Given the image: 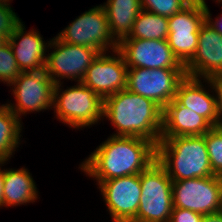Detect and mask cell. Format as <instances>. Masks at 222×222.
Segmentation results:
<instances>
[{
	"label": "cell",
	"instance_id": "cell-9",
	"mask_svg": "<svg viewBox=\"0 0 222 222\" xmlns=\"http://www.w3.org/2000/svg\"><path fill=\"white\" fill-rule=\"evenodd\" d=\"M48 47L54 50L46 57L45 70L54 84H60L64 78L81 82L88 67L100 54L93 48L69 44L57 37L50 40Z\"/></svg>",
	"mask_w": 222,
	"mask_h": 222
},
{
	"label": "cell",
	"instance_id": "cell-21",
	"mask_svg": "<svg viewBox=\"0 0 222 222\" xmlns=\"http://www.w3.org/2000/svg\"><path fill=\"white\" fill-rule=\"evenodd\" d=\"M22 124L7 104L0 106V162H7L19 147Z\"/></svg>",
	"mask_w": 222,
	"mask_h": 222
},
{
	"label": "cell",
	"instance_id": "cell-14",
	"mask_svg": "<svg viewBox=\"0 0 222 222\" xmlns=\"http://www.w3.org/2000/svg\"><path fill=\"white\" fill-rule=\"evenodd\" d=\"M113 54H99L81 81L103 99L127 89L128 67L118 50L113 51Z\"/></svg>",
	"mask_w": 222,
	"mask_h": 222
},
{
	"label": "cell",
	"instance_id": "cell-4",
	"mask_svg": "<svg viewBox=\"0 0 222 222\" xmlns=\"http://www.w3.org/2000/svg\"><path fill=\"white\" fill-rule=\"evenodd\" d=\"M61 85L55 84L53 96L54 113L59 121L80 129L87 126L90 128L103 119L104 99L100 95L82 82L66 90L61 89Z\"/></svg>",
	"mask_w": 222,
	"mask_h": 222
},
{
	"label": "cell",
	"instance_id": "cell-15",
	"mask_svg": "<svg viewBox=\"0 0 222 222\" xmlns=\"http://www.w3.org/2000/svg\"><path fill=\"white\" fill-rule=\"evenodd\" d=\"M184 68L191 77L222 78V35L207 21L200 27L196 52Z\"/></svg>",
	"mask_w": 222,
	"mask_h": 222
},
{
	"label": "cell",
	"instance_id": "cell-8",
	"mask_svg": "<svg viewBox=\"0 0 222 222\" xmlns=\"http://www.w3.org/2000/svg\"><path fill=\"white\" fill-rule=\"evenodd\" d=\"M185 76V68H128L127 89L164 109L175 98L178 84Z\"/></svg>",
	"mask_w": 222,
	"mask_h": 222
},
{
	"label": "cell",
	"instance_id": "cell-11",
	"mask_svg": "<svg viewBox=\"0 0 222 222\" xmlns=\"http://www.w3.org/2000/svg\"><path fill=\"white\" fill-rule=\"evenodd\" d=\"M205 21V7H184L168 17L167 42L183 66L193 58L196 52L199 30Z\"/></svg>",
	"mask_w": 222,
	"mask_h": 222
},
{
	"label": "cell",
	"instance_id": "cell-29",
	"mask_svg": "<svg viewBox=\"0 0 222 222\" xmlns=\"http://www.w3.org/2000/svg\"><path fill=\"white\" fill-rule=\"evenodd\" d=\"M205 13H206V21L208 22V24L212 28H214L219 34L222 35V16L221 17L219 16V18L217 17V19H215V21H213V19L211 18L212 14H210L208 6L205 7Z\"/></svg>",
	"mask_w": 222,
	"mask_h": 222
},
{
	"label": "cell",
	"instance_id": "cell-2",
	"mask_svg": "<svg viewBox=\"0 0 222 222\" xmlns=\"http://www.w3.org/2000/svg\"><path fill=\"white\" fill-rule=\"evenodd\" d=\"M117 128L113 136H134L159 143L163 128V109L151 99L128 89L104 99L103 118Z\"/></svg>",
	"mask_w": 222,
	"mask_h": 222
},
{
	"label": "cell",
	"instance_id": "cell-22",
	"mask_svg": "<svg viewBox=\"0 0 222 222\" xmlns=\"http://www.w3.org/2000/svg\"><path fill=\"white\" fill-rule=\"evenodd\" d=\"M168 33V17L142 9L133 23L131 33L124 39L167 40Z\"/></svg>",
	"mask_w": 222,
	"mask_h": 222
},
{
	"label": "cell",
	"instance_id": "cell-16",
	"mask_svg": "<svg viewBox=\"0 0 222 222\" xmlns=\"http://www.w3.org/2000/svg\"><path fill=\"white\" fill-rule=\"evenodd\" d=\"M24 30L26 28L21 21L8 38L19 70L29 72L45 69L46 51L50 41H43L38 30Z\"/></svg>",
	"mask_w": 222,
	"mask_h": 222
},
{
	"label": "cell",
	"instance_id": "cell-5",
	"mask_svg": "<svg viewBox=\"0 0 222 222\" xmlns=\"http://www.w3.org/2000/svg\"><path fill=\"white\" fill-rule=\"evenodd\" d=\"M172 183L157 160L142 171L139 209L132 222H169L173 210Z\"/></svg>",
	"mask_w": 222,
	"mask_h": 222
},
{
	"label": "cell",
	"instance_id": "cell-7",
	"mask_svg": "<svg viewBox=\"0 0 222 222\" xmlns=\"http://www.w3.org/2000/svg\"><path fill=\"white\" fill-rule=\"evenodd\" d=\"M173 208L203 215L222 211V177L183 179L172 183Z\"/></svg>",
	"mask_w": 222,
	"mask_h": 222
},
{
	"label": "cell",
	"instance_id": "cell-19",
	"mask_svg": "<svg viewBox=\"0 0 222 222\" xmlns=\"http://www.w3.org/2000/svg\"><path fill=\"white\" fill-rule=\"evenodd\" d=\"M102 6L111 35L119 43L131 33L133 23L142 10L141 0H107Z\"/></svg>",
	"mask_w": 222,
	"mask_h": 222
},
{
	"label": "cell",
	"instance_id": "cell-28",
	"mask_svg": "<svg viewBox=\"0 0 222 222\" xmlns=\"http://www.w3.org/2000/svg\"><path fill=\"white\" fill-rule=\"evenodd\" d=\"M203 80L207 82L210 89H213L216 93L217 127L222 128V78Z\"/></svg>",
	"mask_w": 222,
	"mask_h": 222
},
{
	"label": "cell",
	"instance_id": "cell-6",
	"mask_svg": "<svg viewBox=\"0 0 222 222\" xmlns=\"http://www.w3.org/2000/svg\"><path fill=\"white\" fill-rule=\"evenodd\" d=\"M56 37L66 43L87 46L100 54L118 49V42L112 37L105 9L102 5L85 11L75 18Z\"/></svg>",
	"mask_w": 222,
	"mask_h": 222
},
{
	"label": "cell",
	"instance_id": "cell-33",
	"mask_svg": "<svg viewBox=\"0 0 222 222\" xmlns=\"http://www.w3.org/2000/svg\"><path fill=\"white\" fill-rule=\"evenodd\" d=\"M8 36L5 34H0V48L8 42Z\"/></svg>",
	"mask_w": 222,
	"mask_h": 222
},
{
	"label": "cell",
	"instance_id": "cell-20",
	"mask_svg": "<svg viewBox=\"0 0 222 222\" xmlns=\"http://www.w3.org/2000/svg\"><path fill=\"white\" fill-rule=\"evenodd\" d=\"M37 199L38 190L27 168L5 170L4 206L33 203Z\"/></svg>",
	"mask_w": 222,
	"mask_h": 222
},
{
	"label": "cell",
	"instance_id": "cell-3",
	"mask_svg": "<svg viewBox=\"0 0 222 222\" xmlns=\"http://www.w3.org/2000/svg\"><path fill=\"white\" fill-rule=\"evenodd\" d=\"M157 161L172 181L214 176L204 135L161 137Z\"/></svg>",
	"mask_w": 222,
	"mask_h": 222
},
{
	"label": "cell",
	"instance_id": "cell-27",
	"mask_svg": "<svg viewBox=\"0 0 222 222\" xmlns=\"http://www.w3.org/2000/svg\"><path fill=\"white\" fill-rule=\"evenodd\" d=\"M203 214L188 209L173 208L169 222H201Z\"/></svg>",
	"mask_w": 222,
	"mask_h": 222
},
{
	"label": "cell",
	"instance_id": "cell-18",
	"mask_svg": "<svg viewBox=\"0 0 222 222\" xmlns=\"http://www.w3.org/2000/svg\"><path fill=\"white\" fill-rule=\"evenodd\" d=\"M200 78L186 75L178 84L175 99L217 127L216 96L204 88Z\"/></svg>",
	"mask_w": 222,
	"mask_h": 222
},
{
	"label": "cell",
	"instance_id": "cell-1",
	"mask_svg": "<svg viewBox=\"0 0 222 222\" xmlns=\"http://www.w3.org/2000/svg\"><path fill=\"white\" fill-rule=\"evenodd\" d=\"M156 160L157 145L149 139L111 135L79 168L98 184L104 180L140 174Z\"/></svg>",
	"mask_w": 222,
	"mask_h": 222
},
{
	"label": "cell",
	"instance_id": "cell-31",
	"mask_svg": "<svg viewBox=\"0 0 222 222\" xmlns=\"http://www.w3.org/2000/svg\"><path fill=\"white\" fill-rule=\"evenodd\" d=\"M185 7H206L205 0H179Z\"/></svg>",
	"mask_w": 222,
	"mask_h": 222
},
{
	"label": "cell",
	"instance_id": "cell-25",
	"mask_svg": "<svg viewBox=\"0 0 222 222\" xmlns=\"http://www.w3.org/2000/svg\"><path fill=\"white\" fill-rule=\"evenodd\" d=\"M142 9L154 14L171 17L185 6L179 0H141Z\"/></svg>",
	"mask_w": 222,
	"mask_h": 222
},
{
	"label": "cell",
	"instance_id": "cell-12",
	"mask_svg": "<svg viewBox=\"0 0 222 222\" xmlns=\"http://www.w3.org/2000/svg\"><path fill=\"white\" fill-rule=\"evenodd\" d=\"M112 222H132L141 198L140 174L104 180L98 183Z\"/></svg>",
	"mask_w": 222,
	"mask_h": 222
},
{
	"label": "cell",
	"instance_id": "cell-32",
	"mask_svg": "<svg viewBox=\"0 0 222 222\" xmlns=\"http://www.w3.org/2000/svg\"><path fill=\"white\" fill-rule=\"evenodd\" d=\"M201 222H222V211L214 214L203 215Z\"/></svg>",
	"mask_w": 222,
	"mask_h": 222
},
{
	"label": "cell",
	"instance_id": "cell-10",
	"mask_svg": "<svg viewBox=\"0 0 222 222\" xmlns=\"http://www.w3.org/2000/svg\"><path fill=\"white\" fill-rule=\"evenodd\" d=\"M15 96L14 103H7L9 109L17 115L21 121V115L28 112H39L53 108L54 86L52 79L46 70L21 72L9 85Z\"/></svg>",
	"mask_w": 222,
	"mask_h": 222
},
{
	"label": "cell",
	"instance_id": "cell-23",
	"mask_svg": "<svg viewBox=\"0 0 222 222\" xmlns=\"http://www.w3.org/2000/svg\"><path fill=\"white\" fill-rule=\"evenodd\" d=\"M204 139L213 174L222 177V128L212 127Z\"/></svg>",
	"mask_w": 222,
	"mask_h": 222
},
{
	"label": "cell",
	"instance_id": "cell-13",
	"mask_svg": "<svg viewBox=\"0 0 222 222\" xmlns=\"http://www.w3.org/2000/svg\"><path fill=\"white\" fill-rule=\"evenodd\" d=\"M128 68H184L167 40L122 39L117 49Z\"/></svg>",
	"mask_w": 222,
	"mask_h": 222
},
{
	"label": "cell",
	"instance_id": "cell-34",
	"mask_svg": "<svg viewBox=\"0 0 222 222\" xmlns=\"http://www.w3.org/2000/svg\"><path fill=\"white\" fill-rule=\"evenodd\" d=\"M11 0H0V4H4L6 6H10V2Z\"/></svg>",
	"mask_w": 222,
	"mask_h": 222
},
{
	"label": "cell",
	"instance_id": "cell-24",
	"mask_svg": "<svg viewBox=\"0 0 222 222\" xmlns=\"http://www.w3.org/2000/svg\"><path fill=\"white\" fill-rule=\"evenodd\" d=\"M20 73L13 50L7 42L0 48V81L10 85Z\"/></svg>",
	"mask_w": 222,
	"mask_h": 222
},
{
	"label": "cell",
	"instance_id": "cell-30",
	"mask_svg": "<svg viewBox=\"0 0 222 222\" xmlns=\"http://www.w3.org/2000/svg\"><path fill=\"white\" fill-rule=\"evenodd\" d=\"M6 162H0V166H3ZM4 177H5V169H1L0 167V207L4 206L3 195H4Z\"/></svg>",
	"mask_w": 222,
	"mask_h": 222
},
{
	"label": "cell",
	"instance_id": "cell-17",
	"mask_svg": "<svg viewBox=\"0 0 222 222\" xmlns=\"http://www.w3.org/2000/svg\"><path fill=\"white\" fill-rule=\"evenodd\" d=\"M212 127L204 117L182 106L175 98L163 109L161 137L201 136Z\"/></svg>",
	"mask_w": 222,
	"mask_h": 222
},
{
	"label": "cell",
	"instance_id": "cell-26",
	"mask_svg": "<svg viewBox=\"0 0 222 222\" xmlns=\"http://www.w3.org/2000/svg\"><path fill=\"white\" fill-rule=\"evenodd\" d=\"M20 22L21 20L11 6L0 4V34H5L9 37Z\"/></svg>",
	"mask_w": 222,
	"mask_h": 222
}]
</instances>
